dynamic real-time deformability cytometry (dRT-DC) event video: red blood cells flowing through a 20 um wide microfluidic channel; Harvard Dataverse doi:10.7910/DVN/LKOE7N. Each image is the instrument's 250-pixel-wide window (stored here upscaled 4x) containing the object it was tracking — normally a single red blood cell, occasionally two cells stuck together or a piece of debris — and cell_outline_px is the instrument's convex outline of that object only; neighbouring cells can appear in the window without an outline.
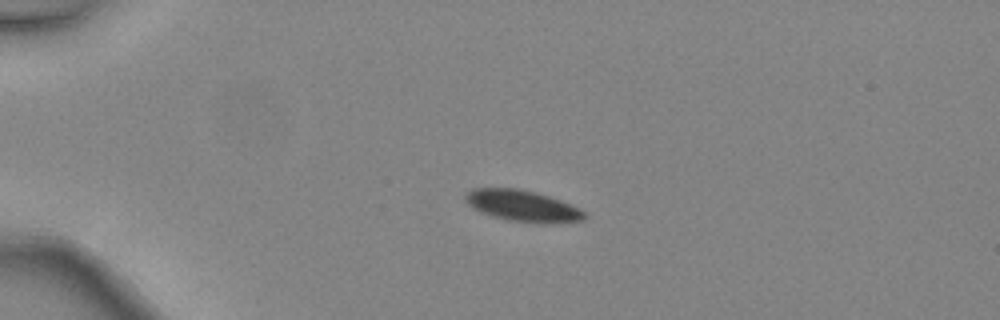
{"species": "common noctule bat (a hibernating species)", "species_latin": "Nyctalus noctula", "temperature_condition": "warm", "stored_images_in_passage": 4, "camera_frame_rate_fps": 3000, "um_per_image_px": 0.085, "animal": {"sex": "female", "body_mass_g": 24.6, "forearm_length_mm": 56.2}, "frame": {"image": 1, "passage_image": 3, "time_ms": 0.667, "image_size_px": [1000, 320], "cell_outline_px": [[588, 216], [584, 220], [508, 220], [492, 216], [480, 212], [472, 208], [464, 200], [464, 196], [472, 188], [520, 188], [536, 192], [572, 204], [580, 208]], "centroid_in_image_um": [44.32, 17.43], "position_along_channel_um": 40.7, "area_um2": 20.87}}